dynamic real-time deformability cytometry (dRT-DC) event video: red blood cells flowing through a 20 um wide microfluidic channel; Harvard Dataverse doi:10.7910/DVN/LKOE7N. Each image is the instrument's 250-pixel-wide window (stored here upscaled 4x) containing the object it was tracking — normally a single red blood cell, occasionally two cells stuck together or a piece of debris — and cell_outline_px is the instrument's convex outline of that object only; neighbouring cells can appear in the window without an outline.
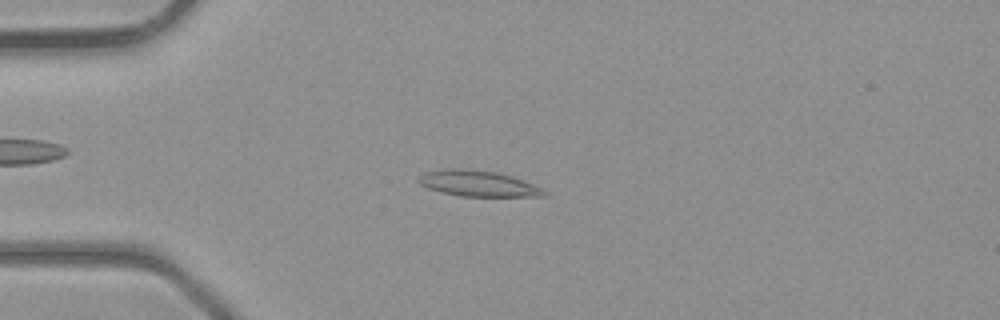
{"species": "common noctule bat (a hibernating species)", "species_latin": "Nyctalus noctula", "temperature_condition": "room temperature", "stored_images_in_passage": 3, "camera_frame_rate_fps": 3000, "um_per_image_px": 0.085, "animal": {"sex": "male", "body_mass_g": 23.1, "forearm_length_mm": 52.7}, "frame": {"image": 1, "passage_image": 2, "time_ms": 1.333, "image_size_px": [1000, 320], "cell_outline_px": [[548, 196], [460, 196], [440, 192], [428, 188], [420, 184], [416, 180], [424, 172], [448, 168], [456, 168], [496, 172], [512, 176], [532, 184], [548, 192]], "centroid_in_image_um": [40.6, 15.6], "position_along_channel_um": 44.4, "area_um2": 18.79}}